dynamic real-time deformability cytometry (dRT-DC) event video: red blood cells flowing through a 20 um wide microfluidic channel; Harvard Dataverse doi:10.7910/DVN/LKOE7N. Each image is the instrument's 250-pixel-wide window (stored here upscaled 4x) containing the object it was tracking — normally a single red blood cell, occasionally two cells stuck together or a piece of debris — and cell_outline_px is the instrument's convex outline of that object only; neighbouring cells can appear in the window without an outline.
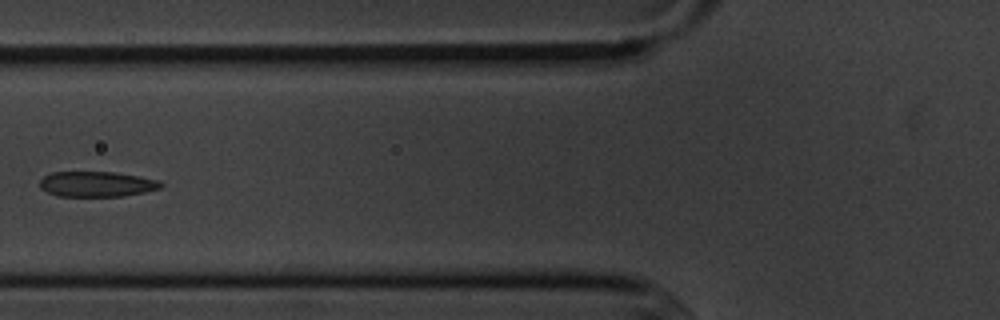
{"species": "common noctule bat (a hibernating species)", "species_latin": "Nyctalus noctula", "temperature_condition": "cold", "stored_images_in_passage": 5, "camera_frame_rate_fps": 3000, "um_per_image_px": 0.085, "animal": {"sex": "male", "body_mass_g": 20.1, "forearm_length_mm": 53.5}, "frame": {"image": 1, "passage_image": 5, "time_ms": 5.667, "image_size_px": [1000, 320], "cell_outline_px": [[164, 184], [160, 188], [144, 192], [124, 196], [56, 196], [40, 188], [40, 180], [44, 176], [52, 172], [116, 172], [140, 176], [160, 180]], "centroid_in_image_um": [8.24, 15.64], "position_along_channel_um": 117.6, "area_um2": 17.98}}